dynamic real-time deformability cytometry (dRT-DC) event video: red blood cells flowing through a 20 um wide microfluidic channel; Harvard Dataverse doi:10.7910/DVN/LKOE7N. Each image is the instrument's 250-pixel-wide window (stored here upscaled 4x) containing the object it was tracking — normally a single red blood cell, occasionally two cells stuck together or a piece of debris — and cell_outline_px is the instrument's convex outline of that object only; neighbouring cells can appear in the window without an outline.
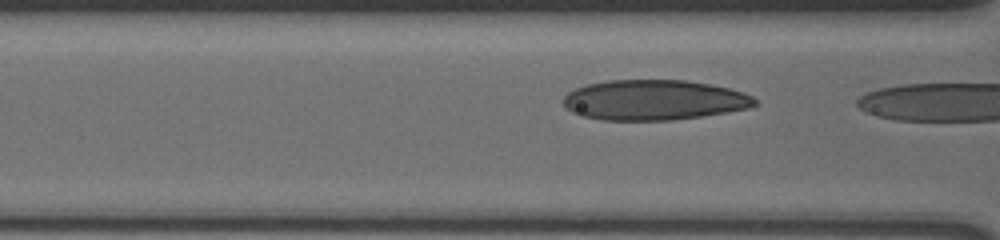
{"species": "human", "species_latin": "Homo sapiens", "temperature_condition": "cold", "stored_images_in_passage": 8, "camera_frame_rate_fps": 3000, "um_per_image_px": 0.085, "donor": {"sex": "male"}, "frame": {"image": 1, "passage_image": 7, "time_ms": 2.0, "image_size_px": [1000, 240], "cell_outline_px": [[756, 104], [748, 108], [700, 116], [672, 120], [604, 120], [584, 116], [572, 112], [564, 104], [564, 96], [568, 92], [576, 88], [588, 84], [608, 80], [684, 80], [708, 84], [728, 88], [744, 92], [752, 96], [756, 100]], "centroid_in_image_um": [55.58, 8.49], "position_along_channel_um": 111.0, "area_um2": 44.51}}